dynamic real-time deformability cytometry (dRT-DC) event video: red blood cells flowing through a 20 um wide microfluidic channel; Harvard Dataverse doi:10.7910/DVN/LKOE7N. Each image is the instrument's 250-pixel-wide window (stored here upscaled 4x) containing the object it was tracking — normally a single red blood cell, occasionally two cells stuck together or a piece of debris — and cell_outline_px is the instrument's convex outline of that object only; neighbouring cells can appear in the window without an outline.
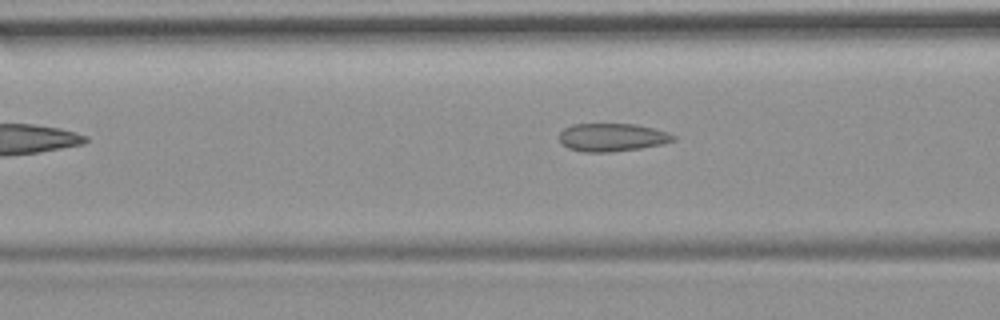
{"species": "common noctule bat (a hibernating species)", "species_latin": "Nyctalus noctula", "temperature_condition": "room temperature", "stored_images_in_passage": 15, "camera_frame_rate_fps": 3000, "um_per_image_px": 0.085, "animal": {"sex": "female", "body_mass_g": 19.9}, "frame": {"image": 1, "passage_image": 5, "time_ms": 5.667, "image_size_px": [1000, 320], "cell_outline_px": [[676, 140], [660, 144], [640, 148], [612, 152], [584, 152], [568, 148], [560, 140], [560, 132], [564, 128], [572, 124], [636, 124], [668, 132], [676, 136]], "centroid_in_image_um": [52.03, 11.67], "position_along_channel_um": 114.6, "area_um2": 18.55}}
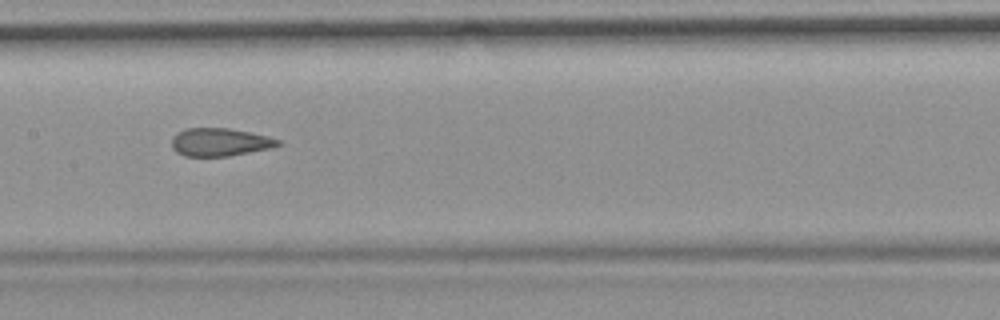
{"frame": {"image": 2, "passage_image": 7, "time_ms": 7.667, "image_size_px": [1000, 320], "cell_outline_px": [[280, 144], [272, 148], [228, 156], [184, 156], [176, 152], [172, 148], [172, 136], [176, 132], [184, 128], [228, 128], [268, 136], [280, 140]], "centroid_in_image_um": [18.65, 12.08], "position_along_channel_um": 188.8, "area_um2": 17.4}, "authors_computed_cell_mechanics": {"area_um2": 18.4382, "velocity_mm_per_s": 3.6845, "shape_relaxation_time_tau1_ms": null, "shape_relaxation_time_tau2_ms": 7.917, "deformation_change_tau1": null, "deformation_change_tau2": 0.1434}}